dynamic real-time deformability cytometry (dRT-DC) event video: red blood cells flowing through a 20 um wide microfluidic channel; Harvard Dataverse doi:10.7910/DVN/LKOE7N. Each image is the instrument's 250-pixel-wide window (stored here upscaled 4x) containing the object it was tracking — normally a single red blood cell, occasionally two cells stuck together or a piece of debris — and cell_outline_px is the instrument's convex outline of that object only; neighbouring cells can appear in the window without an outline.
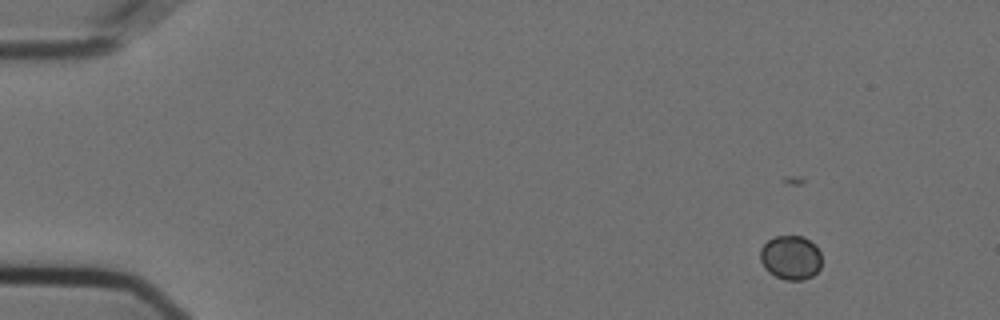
{"species": "Egyptian fruit bat (a non-hibernating species)", "species_latin": "Rousettus aegyptiacus", "temperature_condition": "cold", "stored_images_in_passage": 52, "camera_frame_rate_fps": 3000, "um_per_image_px": 0.085, "animal": {"sex": "female"}, "frame": {"image": 1, "passage_image": 1, "time_ms": 0.0, "image_size_px": [1000, 320], "cell_outline_px": [[820, 268], [812, 276], [800, 280], [784, 280], [768, 272], [764, 268], [760, 260], [760, 248], [768, 240], [776, 236], [804, 236], [820, 252]], "centroid_in_image_um": [67.17, 21.9], "position_along_channel_um": 17.8, "area_um2": 15.72}}
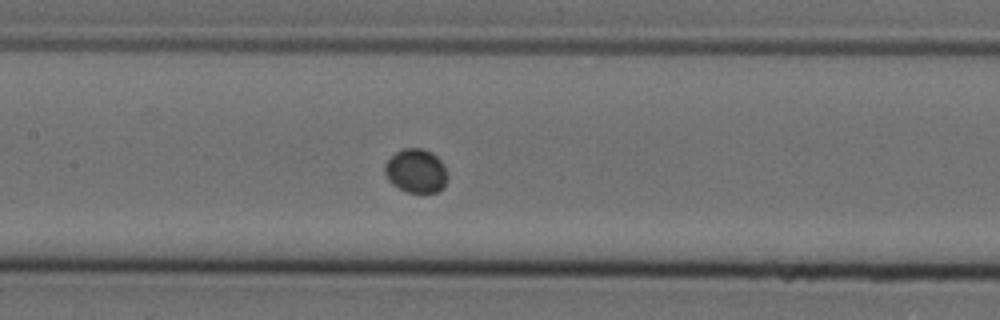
{"frame": {"image": 2, "passage_image": 23, "time_ms": 7.333, "image_size_px": [1000, 320], "cell_outline_px": [[444, 188], [436, 192], [408, 192], [392, 184], [388, 180], [384, 172], [384, 164], [396, 152], [404, 148], [424, 148], [432, 152], [440, 160], [444, 168]], "centroid_in_image_um": [35.31, 14.51], "position_along_channel_um": 172.1, "area_um2": 15.72}}
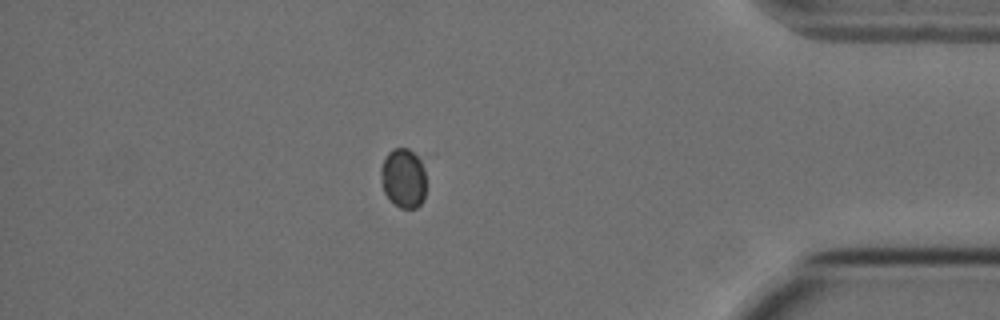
{"frame": {"image": 3, "passage_image": 45, "time_ms": 14.667, "image_size_px": [1000, 320], "cell_outline_px": [[424, 200], [416, 208], [400, 208], [384, 192], [380, 172], [380, 168], [388, 152], [392, 148], [408, 148], [420, 160], [424, 172]], "centroid_in_image_um": [34.27, 15.13], "position_along_channel_um": 400.9, "area_um2": 15.37}}